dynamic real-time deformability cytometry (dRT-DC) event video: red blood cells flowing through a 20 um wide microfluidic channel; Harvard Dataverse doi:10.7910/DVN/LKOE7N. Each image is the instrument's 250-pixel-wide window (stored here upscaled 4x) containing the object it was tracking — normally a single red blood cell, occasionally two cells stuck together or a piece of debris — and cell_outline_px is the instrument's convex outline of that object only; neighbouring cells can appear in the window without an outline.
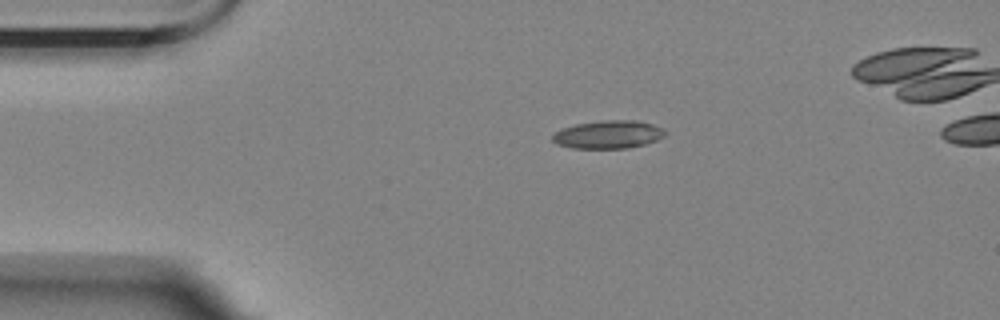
{"species": "Egyptian fruit bat (a non-hibernating species)", "species_latin": "Rousettus aegyptiacus", "temperature_condition": "room temperature", "stored_images_in_passage": 4, "camera_frame_rate_fps": 3000, "um_per_image_px": 0.085, "animal": {"sex": "female"}, "frame": {"image": 1, "passage_image": 1, "time_ms": 0.0, "image_size_px": [1000, 320], "cell_outline_px": [[664, 136], [656, 140], [644, 144], [628, 148], [572, 148], [556, 144], [552, 140], [552, 136], [556, 132], [564, 128], [576, 124], [604, 120], [636, 120], [652, 124], [664, 128]], "centroid_in_image_um": [51.7, 11.43], "position_along_channel_um": 33.3, "area_um2": 18.26}}